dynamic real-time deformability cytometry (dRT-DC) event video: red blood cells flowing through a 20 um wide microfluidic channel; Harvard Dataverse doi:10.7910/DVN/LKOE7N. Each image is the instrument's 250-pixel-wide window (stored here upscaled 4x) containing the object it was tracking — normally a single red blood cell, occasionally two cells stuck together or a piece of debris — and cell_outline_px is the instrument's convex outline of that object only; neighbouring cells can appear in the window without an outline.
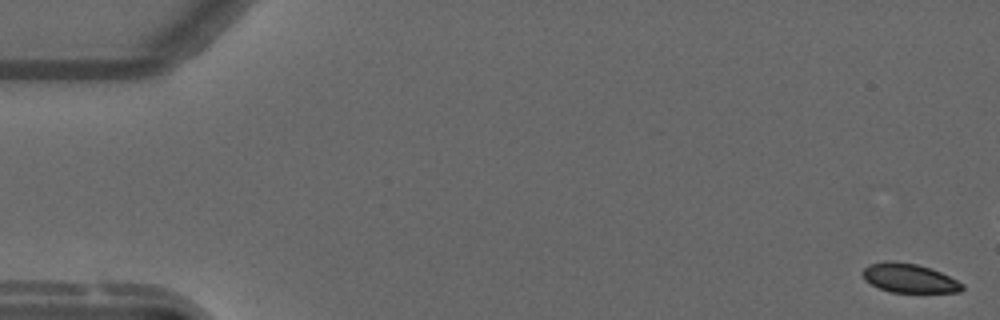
{"species": "common noctule bat (a hibernating species)", "species_latin": "Nyctalus noctula", "temperature_condition": "warm", "stored_images_in_passage": 45, "camera_frame_rate_fps": 3000, "um_per_image_px": 0.085, "animal": {"sex": "male", "forearm_length_mm": 52.5}, "frame": {"image": 1, "passage_image": 1, "time_ms": 0.0, "image_size_px": [1000, 320], "cell_outline_px": [[964, 288], [960, 292], [892, 292], [880, 288], [864, 280], [860, 272], [868, 264], [888, 260], [896, 260], [916, 264], [932, 268], [964, 284]], "centroid_in_image_um": [77.25, 23.62], "position_along_channel_um": 7.8, "area_um2": 16.99}}
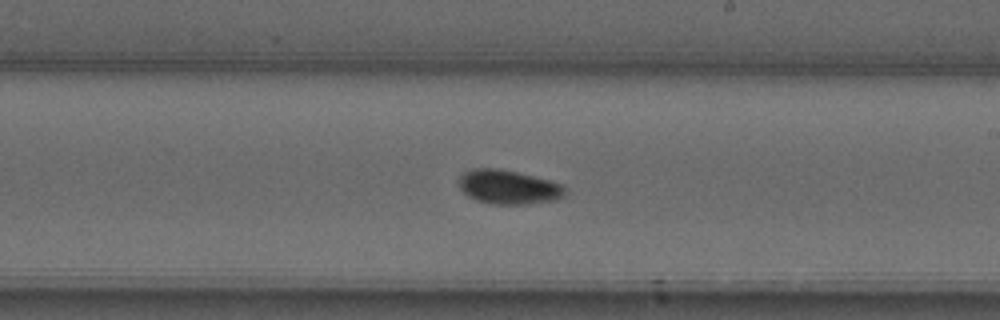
{"frame": {"image": 2, "passage_image": 32, "time_ms": 10.333, "image_size_px": [1000, 320], "cell_outline_px": [[564, 196], [556, 200], [524, 204], [492, 204], [476, 200], [468, 196], [460, 188], [460, 176], [464, 172], [476, 168], [500, 168], [548, 180], [560, 184], [564, 188]], "centroid_in_image_um": [43.19, 15.9], "position_along_channel_um": 245.8, "area_um2": 20.81}}
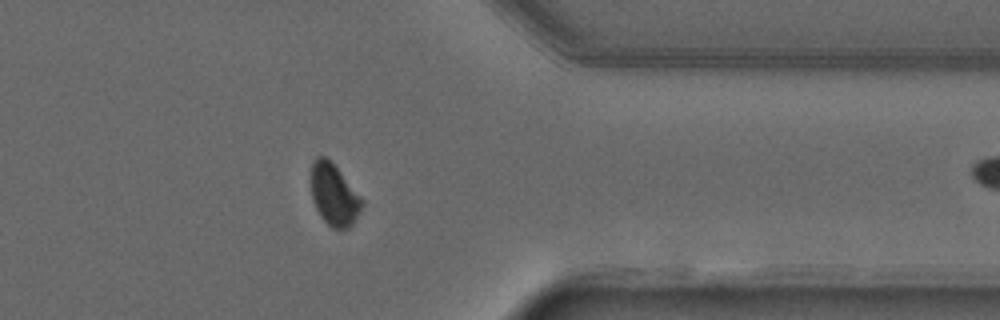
{"frame": {"image": 3, "passage_image": 44, "time_ms": 14.333, "image_size_px": [1000, 320], "cell_outline_px": [[364, 204], [352, 224], [348, 228], [332, 228], [320, 216], [312, 200], [312, 160], [316, 156], [324, 156], [336, 168], [364, 200]], "centroid_in_image_um": [28.39, 16.57], "position_along_channel_um": 383.0, "area_um2": 17.86}}